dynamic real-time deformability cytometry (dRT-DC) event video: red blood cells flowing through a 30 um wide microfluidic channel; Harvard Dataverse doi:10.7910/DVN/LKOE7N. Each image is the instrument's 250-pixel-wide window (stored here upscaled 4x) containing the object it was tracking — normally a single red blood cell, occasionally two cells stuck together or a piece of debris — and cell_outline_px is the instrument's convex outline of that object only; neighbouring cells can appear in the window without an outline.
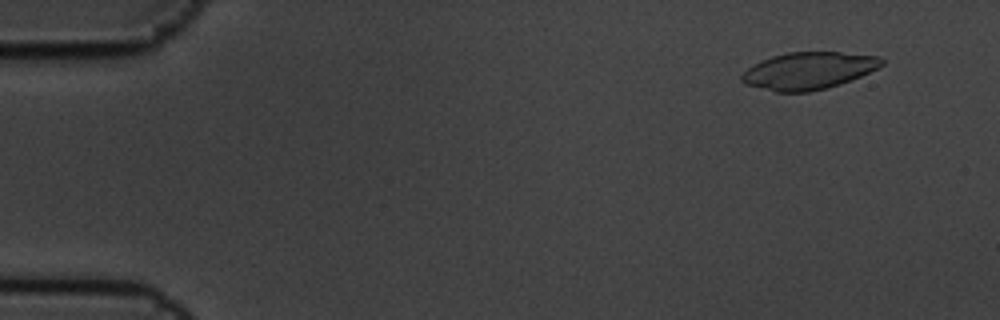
{"species": "common noctule bat (a hibernating species)", "species_latin": "Nyctalus noctula", "temperature_condition": "cold", "stored_images_in_passage": 8, "camera_frame_rate_fps": 3000, "um_per_image_px": 0.085, "animal": {"sex": "male", "body_mass_g": 19.5, "forearm_length_mm": 54.6}, "frame": {"image": 1, "passage_image": 1, "time_ms": 0.0, "image_size_px": [1000, 320], "cell_outline_px": [[884, 64], [860, 76], [840, 84], [828, 88], [808, 92], [776, 92], [744, 84], [740, 80], [740, 76], [748, 68], [772, 56], [788, 52], [840, 52], [880, 56], [884, 60]], "centroid_in_image_um": [68.73, 6.01], "position_along_channel_um": 16.3, "area_um2": 30.17}}